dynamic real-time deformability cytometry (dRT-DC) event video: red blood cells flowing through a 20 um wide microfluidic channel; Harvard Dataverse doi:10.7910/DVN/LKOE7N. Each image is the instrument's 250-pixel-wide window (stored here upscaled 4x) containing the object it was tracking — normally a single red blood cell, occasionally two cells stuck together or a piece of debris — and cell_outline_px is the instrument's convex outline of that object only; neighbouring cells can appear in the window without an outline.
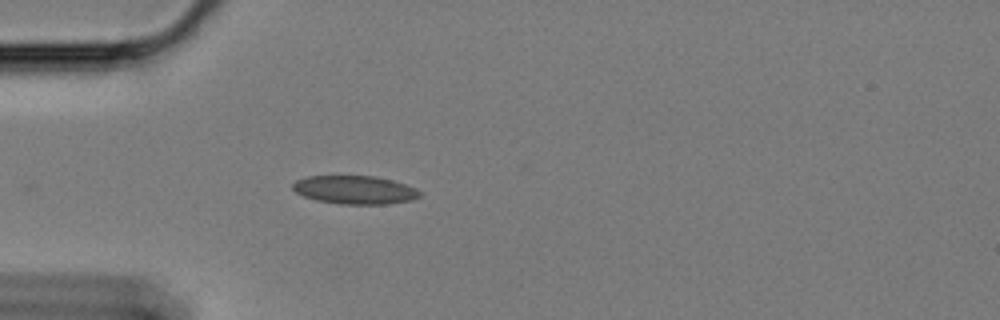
{"species": "Egyptian fruit bat (a non-hibernating species)", "species_latin": "Rousettus aegyptiacus", "temperature_condition": "cold", "stored_images_in_passage": 35, "camera_frame_rate_fps": 3000, "um_per_image_px": 0.085, "animal": {"sex": "female"}, "frame": {"image": 1, "passage_image": 1, "time_ms": 0.0, "image_size_px": [1000, 320], "cell_outline_px": [[420, 196], [412, 200], [388, 204], [340, 204], [316, 200], [304, 196], [296, 192], [292, 188], [292, 184], [296, 180], [308, 176], [376, 176], [392, 180], [416, 188], [420, 192]], "centroid_in_image_um": [30.16, 16.14], "position_along_channel_um": 54.8, "area_um2": 20.98}}
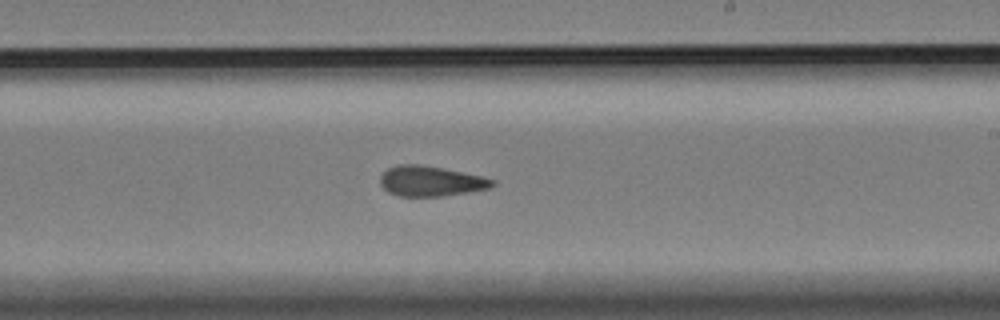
{"frame": {"image": 2, "passage_image": 19, "time_ms": 6.0, "image_size_px": [1000, 320], "cell_outline_px": [[496, 184], [488, 188], [468, 192], [440, 196], [400, 196], [388, 192], [380, 184], [380, 176], [388, 168], [400, 164], [420, 164], [480, 176], [496, 180]], "centroid_in_image_um": [36.59, 15.4], "position_along_channel_um": 252.4, "area_um2": 19.48}}
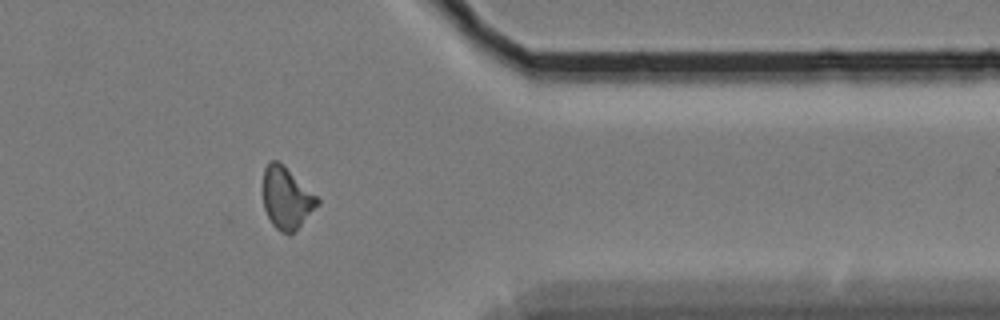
{"frame": {"image": 3, "passage_image": 32, "time_ms": 10.333, "image_size_px": [1000, 320], "cell_outline_px": [[320, 204], [288, 236], [280, 232], [272, 224], [264, 208], [264, 168], [272, 160], [276, 160], [284, 164], [320, 200]], "centroid_in_image_um": [24.36, 16.83], "position_along_channel_um": 387.0, "area_um2": 19.25}, "authors_computed_cell_mechanics": {"area_um2": 19.941, "velocity_mm_per_s": 3.3989, "shape_relaxation_time_tau1_ms": null, "shape_relaxation_time_tau2_ms": 3.7054, "deformation_change_tau1": null, "deformation_change_tau2": 0.0862}}